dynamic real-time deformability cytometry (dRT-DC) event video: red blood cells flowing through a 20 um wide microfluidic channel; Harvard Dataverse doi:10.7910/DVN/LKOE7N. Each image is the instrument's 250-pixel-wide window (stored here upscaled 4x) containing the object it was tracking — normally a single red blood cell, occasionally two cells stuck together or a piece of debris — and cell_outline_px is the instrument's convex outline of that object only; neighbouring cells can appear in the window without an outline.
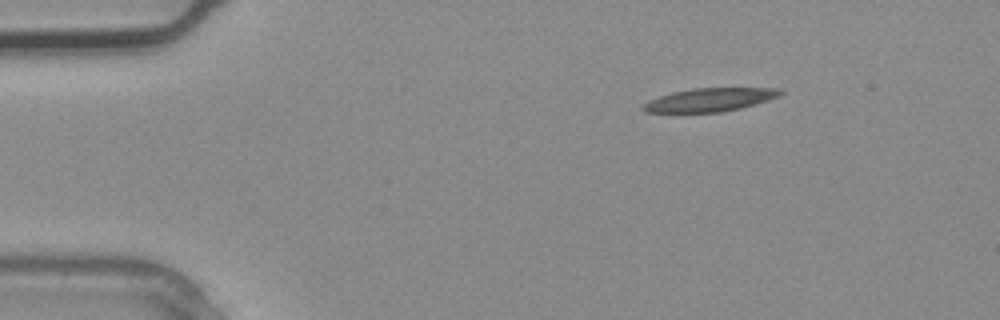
{"species": "common noctule bat (a hibernating species)", "species_latin": "Nyctalus noctula", "temperature_condition": "warm", "stored_images_in_passage": 3, "camera_frame_rate_fps": 3000, "um_per_image_px": 0.085, "animal": {"sex": "male", "body_mass_g": 20.4}, "frame": {"image": 1, "passage_image": 3, "time_ms": 0.667, "image_size_px": [1000, 320], "cell_outline_px": [[784, 92], [780, 96], [768, 100], [740, 108], [720, 112], [644, 112], [640, 108], [648, 100], [672, 92], [692, 88], [780, 88]], "centroid_in_image_um": [60.33, 8.47], "position_along_channel_um": 24.7, "area_um2": 18.61}}